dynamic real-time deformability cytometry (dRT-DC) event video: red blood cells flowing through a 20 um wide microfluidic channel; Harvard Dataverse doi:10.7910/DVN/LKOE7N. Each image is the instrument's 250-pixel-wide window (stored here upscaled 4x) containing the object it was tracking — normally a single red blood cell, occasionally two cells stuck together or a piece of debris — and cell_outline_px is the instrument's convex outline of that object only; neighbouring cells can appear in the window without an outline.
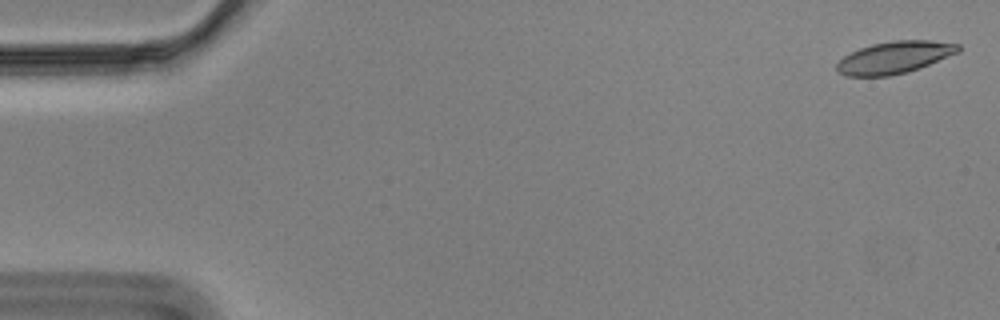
{"species": "Egyptian fruit bat (a non-hibernating species)", "species_latin": "Rousettus aegyptiacus", "temperature_condition": "cold", "stored_images_in_passage": 55, "camera_frame_rate_fps": 3000, "um_per_image_px": 0.085, "animal": {"sex": "male"}, "frame": {"image": 1, "passage_image": 2, "time_ms": 0.333, "image_size_px": [1000, 320], "cell_outline_px": [[960, 52], [920, 68], [908, 72], [888, 76], [844, 76], [836, 68], [836, 64], [844, 56], [860, 48], [872, 44], [892, 40], [932, 40], [960, 44]], "centroid_in_image_um": [76.06, 4.88], "position_along_channel_um": 8.9, "area_um2": 22.83}}
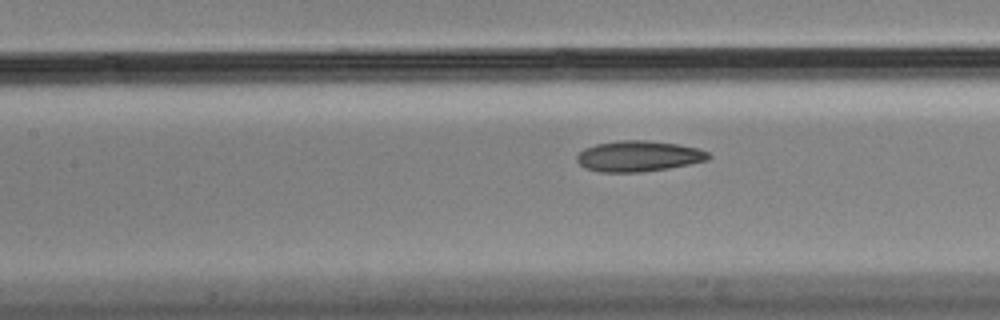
{"frame": {"image": 2, "passage_image": 26, "time_ms": 8.333, "image_size_px": [1000, 320], "cell_outline_px": [[712, 156], [708, 160], [668, 168], [640, 172], [600, 172], [584, 168], [576, 160], [576, 156], [584, 148], [596, 144], [620, 140], [648, 140], [676, 144], [696, 148], [708, 152]], "centroid_in_image_um": [54.25, 13.27], "position_along_channel_um": 153.2, "area_um2": 23.52}}
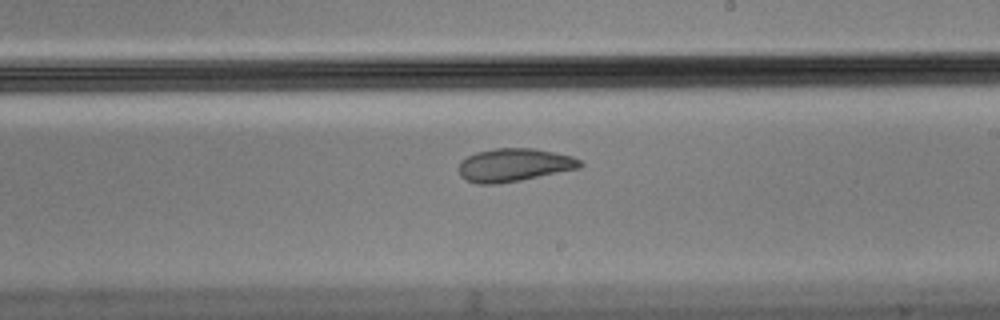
{"frame": {"image": 3, "passage_image": 34, "time_ms": 11.0, "image_size_px": [1000, 320], "cell_outline_px": [[584, 164], [580, 168], [520, 180], [496, 184], [476, 184], [464, 180], [460, 176], [456, 168], [460, 160], [476, 152], [496, 148], [532, 148], [572, 156], [580, 160]], "centroid_in_image_um": [43.63, 14.03], "position_along_channel_um": 245.4, "area_um2": 23.58}, "authors_computed_cell_mechanics": {"area_um2": 23.5246, "velocity_mm_per_s": 3.4657, "shape_relaxation_time_tau1_ms": null, "shape_relaxation_time_tau2_ms": 1.6722, "deformation_change_tau1": null, "deformation_change_tau2": 0.0602}}